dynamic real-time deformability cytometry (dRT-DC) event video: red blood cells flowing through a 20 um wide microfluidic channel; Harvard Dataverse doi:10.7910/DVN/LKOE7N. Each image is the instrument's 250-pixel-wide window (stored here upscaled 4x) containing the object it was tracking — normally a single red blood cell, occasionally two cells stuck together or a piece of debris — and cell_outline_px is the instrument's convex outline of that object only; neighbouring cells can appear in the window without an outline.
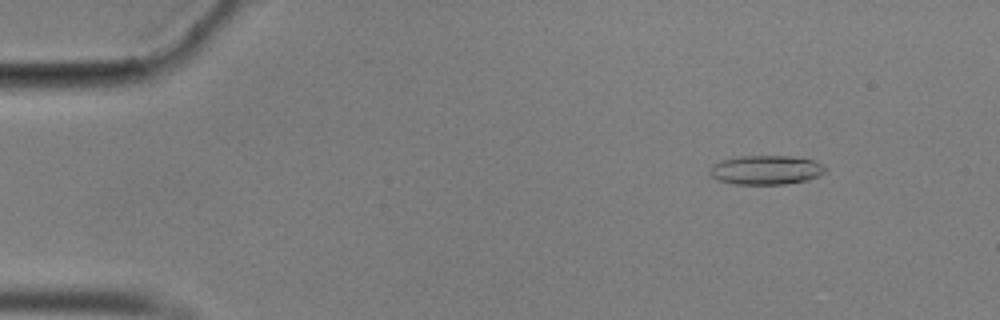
{"species": "common noctule bat (a hibernating species)", "species_latin": "Nyctalus noctula", "temperature_condition": "cold", "stored_images_in_passage": 54, "camera_frame_rate_fps": 3000, "um_per_image_px": 0.085, "animal": {"sex": "male", "body_mass_g": 17.9}, "frame": {"image": 1, "passage_image": 4, "time_ms": 1.0, "image_size_px": [1000, 320], "cell_outline_px": [[828, 168], [824, 172], [808, 180], [784, 184], [736, 184], [720, 180], [712, 176], [708, 172], [712, 164], [720, 160], [740, 156], [792, 156], [816, 160], [824, 164]], "centroid_in_image_um": [65.13, 14.43], "position_along_channel_um": 19.9, "area_um2": 19.77}}
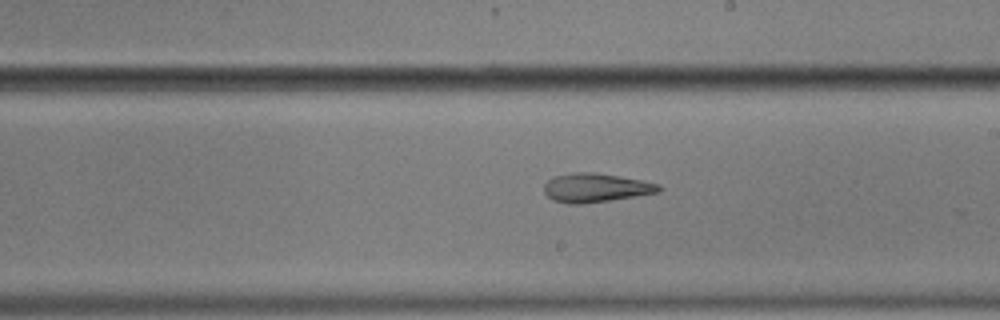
{"frame": {"image": 2, "passage_image": 30, "time_ms": 9.667, "image_size_px": [1000, 320], "cell_outline_px": [[664, 188], [660, 192], [636, 196], [580, 204], [568, 204], [552, 200], [544, 192], [544, 184], [552, 176], [572, 172], [592, 172], [620, 176], [644, 180], [660, 184]], "centroid_in_image_um": [50.65, 15.95], "position_along_channel_um": 238.4, "area_um2": 19.54}}
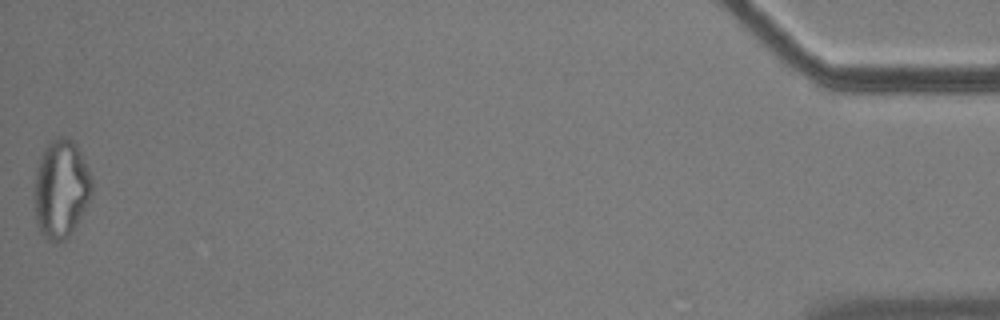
{"frame": {"image": 3, "passage_image": 54, "time_ms": 17.667, "image_size_px": [1000, 320], "cell_outline_px": [[92, 196], [76, 224], [68, 236], [64, 240], [56, 244], [48, 240], [40, 232], [36, 220], [36, 172], [40, 156], [48, 144], [52, 140], [60, 136], [64, 136], [72, 140], [76, 144], [92, 176]], "centroid_in_image_um": [5.21, 16.06], "position_along_channel_um": 430.0, "area_um2": 32.6}, "authors_computed_cell_mechanics": {"area_um2": 19.6809, "velocity_mm_per_s": 3.5347, "shape_relaxation_time_tau1_ms": null, "shape_relaxation_time_tau2_ms": 3.7981, "deformation_change_tau1": null, "deformation_change_tau2": 0.1364}}